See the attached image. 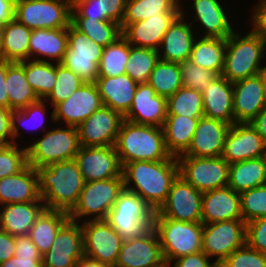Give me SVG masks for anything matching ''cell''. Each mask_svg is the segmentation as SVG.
<instances>
[{
  "label": "cell",
  "instance_id": "30bf717a",
  "mask_svg": "<svg viewBox=\"0 0 266 267\" xmlns=\"http://www.w3.org/2000/svg\"><path fill=\"white\" fill-rule=\"evenodd\" d=\"M103 47L87 35L68 26L67 50L61 64L78 75L85 83H95L99 77L98 64Z\"/></svg>",
  "mask_w": 266,
  "mask_h": 267
},
{
  "label": "cell",
  "instance_id": "44dd1931",
  "mask_svg": "<svg viewBox=\"0 0 266 267\" xmlns=\"http://www.w3.org/2000/svg\"><path fill=\"white\" fill-rule=\"evenodd\" d=\"M228 123L201 117L188 150L181 156L219 157L223 154L225 138L230 129Z\"/></svg>",
  "mask_w": 266,
  "mask_h": 267
},
{
  "label": "cell",
  "instance_id": "be15d7a7",
  "mask_svg": "<svg viewBox=\"0 0 266 267\" xmlns=\"http://www.w3.org/2000/svg\"><path fill=\"white\" fill-rule=\"evenodd\" d=\"M16 0H0V24L6 25L15 18Z\"/></svg>",
  "mask_w": 266,
  "mask_h": 267
},
{
  "label": "cell",
  "instance_id": "74e56055",
  "mask_svg": "<svg viewBox=\"0 0 266 267\" xmlns=\"http://www.w3.org/2000/svg\"><path fill=\"white\" fill-rule=\"evenodd\" d=\"M32 30L15 18L4 25L2 59L20 62L29 59V39Z\"/></svg>",
  "mask_w": 266,
  "mask_h": 267
},
{
  "label": "cell",
  "instance_id": "e0dca14e",
  "mask_svg": "<svg viewBox=\"0 0 266 267\" xmlns=\"http://www.w3.org/2000/svg\"><path fill=\"white\" fill-rule=\"evenodd\" d=\"M103 103L96 83H83L71 96L54 106L53 121L64 119L67 126L78 127L97 111Z\"/></svg>",
  "mask_w": 266,
  "mask_h": 267
},
{
  "label": "cell",
  "instance_id": "52a82bcc",
  "mask_svg": "<svg viewBox=\"0 0 266 267\" xmlns=\"http://www.w3.org/2000/svg\"><path fill=\"white\" fill-rule=\"evenodd\" d=\"M124 189L123 177L85 182L78 202L68 213L69 219L77 221L93 215L92 220H105Z\"/></svg>",
  "mask_w": 266,
  "mask_h": 267
},
{
  "label": "cell",
  "instance_id": "681fc988",
  "mask_svg": "<svg viewBox=\"0 0 266 267\" xmlns=\"http://www.w3.org/2000/svg\"><path fill=\"white\" fill-rule=\"evenodd\" d=\"M182 85L203 93L219 76L216 72L202 68L187 60L179 63Z\"/></svg>",
  "mask_w": 266,
  "mask_h": 267
},
{
  "label": "cell",
  "instance_id": "7bdbcfd3",
  "mask_svg": "<svg viewBox=\"0 0 266 267\" xmlns=\"http://www.w3.org/2000/svg\"><path fill=\"white\" fill-rule=\"evenodd\" d=\"M167 115H182L190 118L204 117L202 93L182 86L167 98Z\"/></svg>",
  "mask_w": 266,
  "mask_h": 267
},
{
  "label": "cell",
  "instance_id": "5bb4252c",
  "mask_svg": "<svg viewBox=\"0 0 266 267\" xmlns=\"http://www.w3.org/2000/svg\"><path fill=\"white\" fill-rule=\"evenodd\" d=\"M82 257L84 244L81 225L68 219L57 232L51 248L42 256L43 267H76Z\"/></svg>",
  "mask_w": 266,
  "mask_h": 267
},
{
  "label": "cell",
  "instance_id": "a7ac6f4b",
  "mask_svg": "<svg viewBox=\"0 0 266 267\" xmlns=\"http://www.w3.org/2000/svg\"><path fill=\"white\" fill-rule=\"evenodd\" d=\"M259 75L261 76L262 88L266 99V66H264Z\"/></svg>",
  "mask_w": 266,
  "mask_h": 267
},
{
  "label": "cell",
  "instance_id": "2e32d148",
  "mask_svg": "<svg viewBox=\"0 0 266 267\" xmlns=\"http://www.w3.org/2000/svg\"><path fill=\"white\" fill-rule=\"evenodd\" d=\"M75 160L85 182L122 176V166L113 146H81Z\"/></svg>",
  "mask_w": 266,
  "mask_h": 267
},
{
  "label": "cell",
  "instance_id": "7402d4cb",
  "mask_svg": "<svg viewBox=\"0 0 266 267\" xmlns=\"http://www.w3.org/2000/svg\"><path fill=\"white\" fill-rule=\"evenodd\" d=\"M266 105L261 76L233 83V114L235 123H250Z\"/></svg>",
  "mask_w": 266,
  "mask_h": 267
},
{
  "label": "cell",
  "instance_id": "1f68e13d",
  "mask_svg": "<svg viewBox=\"0 0 266 267\" xmlns=\"http://www.w3.org/2000/svg\"><path fill=\"white\" fill-rule=\"evenodd\" d=\"M266 184V156L230 164L228 184L233 191L242 193Z\"/></svg>",
  "mask_w": 266,
  "mask_h": 267
},
{
  "label": "cell",
  "instance_id": "db71d44e",
  "mask_svg": "<svg viewBox=\"0 0 266 267\" xmlns=\"http://www.w3.org/2000/svg\"><path fill=\"white\" fill-rule=\"evenodd\" d=\"M45 104H44V100L43 99H39L38 101L34 102V103H31L29 104L26 108H23L21 110H14L13 113H12V132H13V139L17 138L18 134L20 135V133H18V129H19V126H17V123L16 121L20 123H27L25 124L26 127H29V120L28 119H31V121H33V118L34 120H38L41 116V118H43L44 120V115H45ZM39 115V116H37ZM31 117V118H30ZM41 120V119H40ZM28 121V122H26ZM35 122V121H34ZM41 123H43V121H40ZM37 123V121H36ZM33 125V124H31ZM41 127L42 124H38L37 126ZM34 127V126H32ZM35 128V127H34ZM37 128V127H36ZM32 129V128H31Z\"/></svg>",
  "mask_w": 266,
  "mask_h": 267
},
{
  "label": "cell",
  "instance_id": "f1b7e54d",
  "mask_svg": "<svg viewBox=\"0 0 266 267\" xmlns=\"http://www.w3.org/2000/svg\"><path fill=\"white\" fill-rule=\"evenodd\" d=\"M33 201L2 205L0 213V229L13 236L28 235L37 217L45 209V205Z\"/></svg>",
  "mask_w": 266,
  "mask_h": 267
},
{
  "label": "cell",
  "instance_id": "4316f807",
  "mask_svg": "<svg viewBox=\"0 0 266 267\" xmlns=\"http://www.w3.org/2000/svg\"><path fill=\"white\" fill-rule=\"evenodd\" d=\"M204 116L232 125L235 123L233 114V83L219 75L202 93Z\"/></svg>",
  "mask_w": 266,
  "mask_h": 267
},
{
  "label": "cell",
  "instance_id": "83f0119b",
  "mask_svg": "<svg viewBox=\"0 0 266 267\" xmlns=\"http://www.w3.org/2000/svg\"><path fill=\"white\" fill-rule=\"evenodd\" d=\"M183 14L181 11L164 34L160 44L164 52L162 57L159 53L160 60L176 63L189 60L195 39L191 30L192 24L184 23Z\"/></svg>",
  "mask_w": 266,
  "mask_h": 267
},
{
  "label": "cell",
  "instance_id": "ba28073f",
  "mask_svg": "<svg viewBox=\"0 0 266 267\" xmlns=\"http://www.w3.org/2000/svg\"><path fill=\"white\" fill-rule=\"evenodd\" d=\"M72 0H16L15 19L30 30L68 28Z\"/></svg>",
  "mask_w": 266,
  "mask_h": 267
},
{
  "label": "cell",
  "instance_id": "2644e50d",
  "mask_svg": "<svg viewBox=\"0 0 266 267\" xmlns=\"http://www.w3.org/2000/svg\"><path fill=\"white\" fill-rule=\"evenodd\" d=\"M158 267H170V263L165 262L164 264L158 266Z\"/></svg>",
  "mask_w": 266,
  "mask_h": 267
},
{
  "label": "cell",
  "instance_id": "f907efd6",
  "mask_svg": "<svg viewBox=\"0 0 266 267\" xmlns=\"http://www.w3.org/2000/svg\"><path fill=\"white\" fill-rule=\"evenodd\" d=\"M27 163V149H18V144L0 145V179L18 174Z\"/></svg>",
  "mask_w": 266,
  "mask_h": 267
},
{
  "label": "cell",
  "instance_id": "f6af8a7d",
  "mask_svg": "<svg viewBox=\"0 0 266 267\" xmlns=\"http://www.w3.org/2000/svg\"><path fill=\"white\" fill-rule=\"evenodd\" d=\"M159 51L130 45L126 74L136 83H147L159 59Z\"/></svg>",
  "mask_w": 266,
  "mask_h": 267
},
{
  "label": "cell",
  "instance_id": "d6a6232c",
  "mask_svg": "<svg viewBox=\"0 0 266 267\" xmlns=\"http://www.w3.org/2000/svg\"><path fill=\"white\" fill-rule=\"evenodd\" d=\"M68 28L35 29L29 39V59L41 54L61 63L67 50Z\"/></svg>",
  "mask_w": 266,
  "mask_h": 267
},
{
  "label": "cell",
  "instance_id": "ee69618b",
  "mask_svg": "<svg viewBox=\"0 0 266 267\" xmlns=\"http://www.w3.org/2000/svg\"><path fill=\"white\" fill-rule=\"evenodd\" d=\"M70 24L87 35L93 42L106 47L122 34L120 25L113 21H98L89 18H71Z\"/></svg>",
  "mask_w": 266,
  "mask_h": 267
},
{
  "label": "cell",
  "instance_id": "6f0895ef",
  "mask_svg": "<svg viewBox=\"0 0 266 267\" xmlns=\"http://www.w3.org/2000/svg\"><path fill=\"white\" fill-rule=\"evenodd\" d=\"M12 113V110L0 105V145L16 143L15 139L12 142L7 141V138L13 139Z\"/></svg>",
  "mask_w": 266,
  "mask_h": 267
},
{
  "label": "cell",
  "instance_id": "11a10c76",
  "mask_svg": "<svg viewBox=\"0 0 266 267\" xmlns=\"http://www.w3.org/2000/svg\"><path fill=\"white\" fill-rule=\"evenodd\" d=\"M246 244L266 254V216L246 223Z\"/></svg>",
  "mask_w": 266,
  "mask_h": 267
},
{
  "label": "cell",
  "instance_id": "f35d334b",
  "mask_svg": "<svg viewBox=\"0 0 266 267\" xmlns=\"http://www.w3.org/2000/svg\"><path fill=\"white\" fill-rule=\"evenodd\" d=\"M179 5L177 0H127L121 31L127 25L149 17L162 16L168 12H181Z\"/></svg>",
  "mask_w": 266,
  "mask_h": 267
},
{
  "label": "cell",
  "instance_id": "c3c4849f",
  "mask_svg": "<svg viewBox=\"0 0 266 267\" xmlns=\"http://www.w3.org/2000/svg\"><path fill=\"white\" fill-rule=\"evenodd\" d=\"M239 195L242 218L245 223L266 216V184Z\"/></svg>",
  "mask_w": 266,
  "mask_h": 267
},
{
  "label": "cell",
  "instance_id": "3957f363",
  "mask_svg": "<svg viewBox=\"0 0 266 267\" xmlns=\"http://www.w3.org/2000/svg\"><path fill=\"white\" fill-rule=\"evenodd\" d=\"M121 166L134 161H162L171 155L162 127L141 125L123 119L114 144Z\"/></svg>",
  "mask_w": 266,
  "mask_h": 267
},
{
  "label": "cell",
  "instance_id": "03108f58",
  "mask_svg": "<svg viewBox=\"0 0 266 267\" xmlns=\"http://www.w3.org/2000/svg\"><path fill=\"white\" fill-rule=\"evenodd\" d=\"M252 127L260 134L266 142V105L257 116L250 122Z\"/></svg>",
  "mask_w": 266,
  "mask_h": 267
},
{
  "label": "cell",
  "instance_id": "d6986e66",
  "mask_svg": "<svg viewBox=\"0 0 266 267\" xmlns=\"http://www.w3.org/2000/svg\"><path fill=\"white\" fill-rule=\"evenodd\" d=\"M263 156H266V142L250 123L230 126L222 154L229 164Z\"/></svg>",
  "mask_w": 266,
  "mask_h": 267
},
{
  "label": "cell",
  "instance_id": "ab89813d",
  "mask_svg": "<svg viewBox=\"0 0 266 267\" xmlns=\"http://www.w3.org/2000/svg\"><path fill=\"white\" fill-rule=\"evenodd\" d=\"M24 70L27 81L39 99L45 98L52 91L56 83V64L47 60H24Z\"/></svg>",
  "mask_w": 266,
  "mask_h": 267
},
{
  "label": "cell",
  "instance_id": "836d02e7",
  "mask_svg": "<svg viewBox=\"0 0 266 267\" xmlns=\"http://www.w3.org/2000/svg\"><path fill=\"white\" fill-rule=\"evenodd\" d=\"M5 84L9 99V109L12 111L26 108L29 104L39 100L26 79L24 60L20 62L7 60Z\"/></svg>",
  "mask_w": 266,
  "mask_h": 267
},
{
  "label": "cell",
  "instance_id": "5b68a950",
  "mask_svg": "<svg viewBox=\"0 0 266 267\" xmlns=\"http://www.w3.org/2000/svg\"><path fill=\"white\" fill-rule=\"evenodd\" d=\"M164 259L173 263L174 259L202 251V222H184L163 216L153 217Z\"/></svg>",
  "mask_w": 266,
  "mask_h": 267
},
{
  "label": "cell",
  "instance_id": "7dc6e473",
  "mask_svg": "<svg viewBox=\"0 0 266 267\" xmlns=\"http://www.w3.org/2000/svg\"><path fill=\"white\" fill-rule=\"evenodd\" d=\"M83 83L85 82L70 69H67L61 63H56V83L46 99H51L50 101L54 107L56 104L67 100Z\"/></svg>",
  "mask_w": 266,
  "mask_h": 267
},
{
  "label": "cell",
  "instance_id": "ffe728a7",
  "mask_svg": "<svg viewBox=\"0 0 266 267\" xmlns=\"http://www.w3.org/2000/svg\"><path fill=\"white\" fill-rule=\"evenodd\" d=\"M124 119L141 125L163 127L167 117V98L157 95L149 83H139Z\"/></svg>",
  "mask_w": 266,
  "mask_h": 267
},
{
  "label": "cell",
  "instance_id": "8d00e7d4",
  "mask_svg": "<svg viewBox=\"0 0 266 267\" xmlns=\"http://www.w3.org/2000/svg\"><path fill=\"white\" fill-rule=\"evenodd\" d=\"M225 51L226 39L204 36L199 41H194L189 61L221 75L224 68Z\"/></svg>",
  "mask_w": 266,
  "mask_h": 267
},
{
  "label": "cell",
  "instance_id": "680465c9",
  "mask_svg": "<svg viewBox=\"0 0 266 267\" xmlns=\"http://www.w3.org/2000/svg\"><path fill=\"white\" fill-rule=\"evenodd\" d=\"M16 257H42L28 235L15 236Z\"/></svg>",
  "mask_w": 266,
  "mask_h": 267
},
{
  "label": "cell",
  "instance_id": "b9f144b4",
  "mask_svg": "<svg viewBox=\"0 0 266 267\" xmlns=\"http://www.w3.org/2000/svg\"><path fill=\"white\" fill-rule=\"evenodd\" d=\"M149 85L157 95L168 98L182 85L179 63L159 60L150 74Z\"/></svg>",
  "mask_w": 266,
  "mask_h": 267
},
{
  "label": "cell",
  "instance_id": "91938a15",
  "mask_svg": "<svg viewBox=\"0 0 266 267\" xmlns=\"http://www.w3.org/2000/svg\"><path fill=\"white\" fill-rule=\"evenodd\" d=\"M252 15L254 32L257 35H260L266 42V0H261L260 4L255 7V10Z\"/></svg>",
  "mask_w": 266,
  "mask_h": 267
},
{
  "label": "cell",
  "instance_id": "484cf974",
  "mask_svg": "<svg viewBox=\"0 0 266 267\" xmlns=\"http://www.w3.org/2000/svg\"><path fill=\"white\" fill-rule=\"evenodd\" d=\"M103 105L124 116L130 109L138 83L129 75L98 77L95 82Z\"/></svg>",
  "mask_w": 266,
  "mask_h": 267
},
{
  "label": "cell",
  "instance_id": "4dcf8cb0",
  "mask_svg": "<svg viewBox=\"0 0 266 267\" xmlns=\"http://www.w3.org/2000/svg\"><path fill=\"white\" fill-rule=\"evenodd\" d=\"M193 7L196 15L194 21L206 28L205 37L227 39L234 32L218 0H194Z\"/></svg>",
  "mask_w": 266,
  "mask_h": 267
},
{
  "label": "cell",
  "instance_id": "7c38bea8",
  "mask_svg": "<svg viewBox=\"0 0 266 267\" xmlns=\"http://www.w3.org/2000/svg\"><path fill=\"white\" fill-rule=\"evenodd\" d=\"M84 257L112 267L124 238L106 220H88L81 225Z\"/></svg>",
  "mask_w": 266,
  "mask_h": 267
},
{
  "label": "cell",
  "instance_id": "ac0fdd59",
  "mask_svg": "<svg viewBox=\"0 0 266 267\" xmlns=\"http://www.w3.org/2000/svg\"><path fill=\"white\" fill-rule=\"evenodd\" d=\"M165 262L158 234L152 227L142 237L123 240L114 267H158Z\"/></svg>",
  "mask_w": 266,
  "mask_h": 267
},
{
  "label": "cell",
  "instance_id": "f546056e",
  "mask_svg": "<svg viewBox=\"0 0 266 267\" xmlns=\"http://www.w3.org/2000/svg\"><path fill=\"white\" fill-rule=\"evenodd\" d=\"M199 119L182 115H167L162 128L165 146L171 156L177 158L188 150Z\"/></svg>",
  "mask_w": 266,
  "mask_h": 267
},
{
  "label": "cell",
  "instance_id": "60d3db41",
  "mask_svg": "<svg viewBox=\"0 0 266 267\" xmlns=\"http://www.w3.org/2000/svg\"><path fill=\"white\" fill-rule=\"evenodd\" d=\"M130 44L121 35L113 43L103 47L98 64L99 77H116L126 73Z\"/></svg>",
  "mask_w": 266,
  "mask_h": 267
},
{
  "label": "cell",
  "instance_id": "d590c367",
  "mask_svg": "<svg viewBox=\"0 0 266 267\" xmlns=\"http://www.w3.org/2000/svg\"><path fill=\"white\" fill-rule=\"evenodd\" d=\"M68 219V212L46 208L37 217L28 236L42 256L51 248L57 232Z\"/></svg>",
  "mask_w": 266,
  "mask_h": 267
},
{
  "label": "cell",
  "instance_id": "e575fe53",
  "mask_svg": "<svg viewBox=\"0 0 266 267\" xmlns=\"http://www.w3.org/2000/svg\"><path fill=\"white\" fill-rule=\"evenodd\" d=\"M127 0H72L71 18L113 21L121 26Z\"/></svg>",
  "mask_w": 266,
  "mask_h": 267
},
{
  "label": "cell",
  "instance_id": "816d5d0a",
  "mask_svg": "<svg viewBox=\"0 0 266 267\" xmlns=\"http://www.w3.org/2000/svg\"><path fill=\"white\" fill-rule=\"evenodd\" d=\"M218 267H266V254L245 244L233 251Z\"/></svg>",
  "mask_w": 266,
  "mask_h": 267
},
{
  "label": "cell",
  "instance_id": "003e7915",
  "mask_svg": "<svg viewBox=\"0 0 266 267\" xmlns=\"http://www.w3.org/2000/svg\"><path fill=\"white\" fill-rule=\"evenodd\" d=\"M76 267H112L110 265L82 257L77 263Z\"/></svg>",
  "mask_w": 266,
  "mask_h": 267
},
{
  "label": "cell",
  "instance_id": "7a4b0ae2",
  "mask_svg": "<svg viewBox=\"0 0 266 267\" xmlns=\"http://www.w3.org/2000/svg\"><path fill=\"white\" fill-rule=\"evenodd\" d=\"M39 193L46 209L70 212L85 185L75 159L37 168Z\"/></svg>",
  "mask_w": 266,
  "mask_h": 267
},
{
  "label": "cell",
  "instance_id": "6da1fadb",
  "mask_svg": "<svg viewBox=\"0 0 266 267\" xmlns=\"http://www.w3.org/2000/svg\"><path fill=\"white\" fill-rule=\"evenodd\" d=\"M178 175V161L173 156L168 160L134 161L122 166L125 190L137 194L154 212L166 201ZM131 181L135 187L128 185Z\"/></svg>",
  "mask_w": 266,
  "mask_h": 267
},
{
  "label": "cell",
  "instance_id": "d4e9b609",
  "mask_svg": "<svg viewBox=\"0 0 266 267\" xmlns=\"http://www.w3.org/2000/svg\"><path fill=\"white\" fill-rule=\"evenodd\" d=\"M42 201L37 169L27 165L18 174L0 179V204Z\"/></svg>",
  "mask_w": 266,
  "mask_h": 267
},
{
  "label": "cell",
  "instance_id": "f5cc1de1",
  "mask_svg": "<svg viewBox=\"0 0 266 267\" xmlns=\"http://www.w3.org/2000/svg\"><path fill=\"white\" fill-rule=\"evenodd\" d=\"M108 214L154 215V211L137 194L124 189Z\"/></svg>",
  "mask_w": 266,
  "mask_h": 267
},
{
  "label": "cell",
  "instance_id": "94428289",
  "mask_svg": "<svg viewBox=\"0 0 266 267\" xmlns=\"http://www.w3.org/2000/svg\"><path fill=\"white\" fill-rule=\"evenodd\" d=\"M15 254V236L0 229V264L11 259Z\"/></svg>",
  "mask_w": 266,
  "mask_h": 267
},
{
  "label": "cell",
  "instance_id": "9c48e42d",
  "mask_svg": "<svg viewBox=\"0 0 266 267\" xmlns=\"http://www.w3.org/2000/svg\"><path fill=\"white\" fill-rule=\"evenodd\" d=\"M179 175L204 193L227 186L230 164L222 157H177Z\"/></svg>",
  "mask_w": 266,
  "mask_h": 267
},
{
  "label": "cell",
  "instance_id": "e7e4bbea",
  "mask_svg": "<svg viewBox=\"0 0 266 267\" xmlns=\"http://www.w3.org/2000/svg\"><path fill=\"white\" fill-rule=\"evenodd\" d=\"M7 74V60H0V105L9 108V99L5 80Z\"/></svg>",
  "mask_w": 266,
  "mask_h": 267
},
{
  "label": "cell",
  "instance_id": "603a6c76",
  "mask_svg": "<svg viewBox=\"0 0 266 267\" xmlns=\"http://www.w3.org/2000/svg\"><path fill=\"white\" fill-rule=\"evenodd\" d=\"M180 14L181 12H168L162 16H153L131 23L122 30L121 34L131 46L159 51L164 34Z\"/></svg>",
  "mask_w": 266,
  "mask_h": 267
},
{
  "label": "cell",
  "instance_id": "89a4df30",
  "mask_svg": "<svg viewBox=\"0 0 266 267\" xmlns=\"http://www.w3.org/2000/svg\"><path fill=\"white\" fill-rule=\"evenodd\" d=\"M3 31H4V26L0 24V60L2 59Z\"/></svg>",
  "mask_w": 266,
  "mask_h": 267
},
{
  "label": "cell",
  "instance_id": "277c9868",
  "mask_svg": "<svg viewBox=\"0 0 266 267\" xmlns=\"http://www.w3.org/2000/svg\"><path fill=\"white\" fill-rule=\"evenodd\" d=\"M266 42L260 36L251 32L241 37L233 32L226 39V51L222 76L229 82L258 75L264 66H260Z\"/></svg>",
  "mask_w": 266,
  "mask_h": 267
},
{
  "label": "cell",
  "instance_id": "8992f818",
  "mask_svg": "<svg viewBox=\"0 0 266 267\" xmlns=\"http://www.w3.org/2000/svg\"><path fill=\"white\" fill-rule=\"evenodd\" d=\"M80 142L76 127L49 130L44 137L26 147L27 163L35 169L52 163L75 159Z\"/></svg>",
  "mask_w": 266,
  "mask_h": 267
},
{
  "label": "cell",
  "instance_id": "bcb514c9",
  "mask_svg": "<svg viewBox=\"0 0 266 267\" xmlns=\"http://www.w3.org/2000/svg\"><path fill=\"white\" fill-rule=\"evenodd\" d=\"M154 215L108 214L106 221L124 238L144 236L153 227Z\"/></svg>",
  "mask_w": 266,
  "mask_h": 267
},
{
  "label": "cell",
  "instance_id": "4fadbf2b",
  "mask_svg": "<svg viewBox=\"0 0 266 267\" xmlns=\"http://www.w3.org/2000/svg\"><path fill=\"white\" fill-rule=\"evenodd\" d=\"M202 194L178 175L172 182L166 201L154 212V216L184 222H202Z\"/></svg>",
  "mask_w": 266,
  "mask_h": 267
},
{
  "label": "cell",
  "instance_id": "6125c7cd",
  "mask_svg": "<svg viewBox=\"0 0 266 267\" xmlns=\"http://www.w3.org/2000/svg\"><path fill=\"white\" fill-rule=\"evenodd\" d=\"M0 267H43L42 257H16L0 264Z\"/></svg>",
  "mask_w": 266,
  "mask_h": 267
},
{
  "label": "cell",
  "instance_id": "cb8c5ba5",
  "mask_svg": "<svg viewBox=\"0 0 266 267\" xmlns=\"http://www.w3.org/2000/svg\"><path fill=\"white\" fill-rule=\"evenodd\" d=\"M202 223L243 219L240 195L229 186L202 194Z\"/></svg>",
  "mask_w": 266,
  "mask_h": 267
},
{
  "label": "cell",
  "instance_id": "8fae6325",
  "mask_svg": "<svg viewBox=\"0 0 266 267\" xmlns=\"http://www.w3.org/2000/svg\"><path fill=\"white\" fill-rule=\"evenodd\" d=\"M246 244V223L243 219L203 224L202 251L218 266L235 250Z\"/></svg>",
  "mask_w": 266,
  "mask_h": 267
},
{
  "label": "cell",
  "instance_id": "9a60e30c",
  "mask_svg": "<svg viewBox=\"0 0 266 267\" xmlns=\"http://www.w3.org/2000/svg\"><path fill=\"white\" fill-rule=\"evenodd\" d=\"M124 117L108 106H101L78 127L80 146H113Z\"/></svg>",
  "mask_w": 266,
  "mask_h": 267
},
{
  "label": "cell",
  "instance_id": "9f6ffc18",
  "mask_svg": "<svg viewBox=\"0 0 266 267\" xmlns=\"http://www.w3.org/2000/svg\"><path fill=\"white\" fill-rule=\"evenodd\" d=\"M209 260V257L201 251L174 259L173 267H218L215 262L211 264Z\"/></svg>",
  "mask_w": 266,
  "mask_h": 267
}]
</instances>
